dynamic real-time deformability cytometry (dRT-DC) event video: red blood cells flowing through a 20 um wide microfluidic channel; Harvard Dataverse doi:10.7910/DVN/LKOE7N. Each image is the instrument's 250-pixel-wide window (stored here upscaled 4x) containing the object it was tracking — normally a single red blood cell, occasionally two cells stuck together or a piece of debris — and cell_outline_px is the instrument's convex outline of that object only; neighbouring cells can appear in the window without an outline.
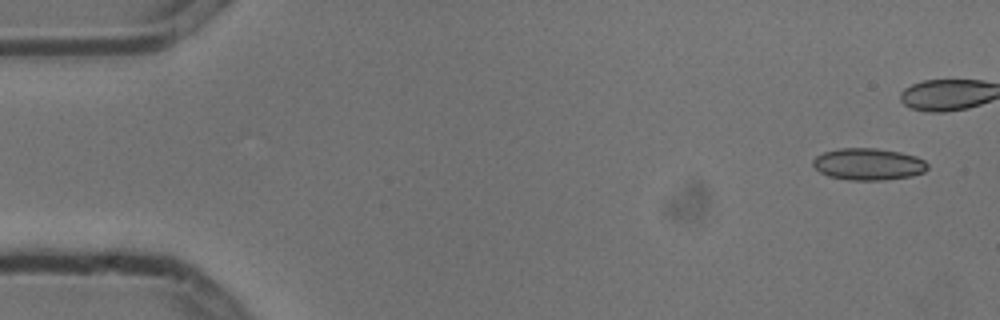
{"species": "common noctule bat (a hibernating species)", "species_latin": "Nyctalus noctula", "temperature_condition": "cold", "stored_images_in_passage": 6, "camera_frame_rate_fps": 3000, "um_per_image_px": 0.085, "animal": {"sex": "male", "body_mass_g": 13.3}, "frame": {"image": 1, "passage_image": 1, "time_ms": 0.0, "image_size_px": [1000, 320], "cell_outline_px": [[928, 168], [924, 172], [912, 176], [884, 180], [848, 180], [828, 176], [820, 172], [812, 164], [812, 160], [816, 156], [824, 152], [840, 148], [876, 148], [900, 152], [916, 156], [924, 160], [928, 164]], "centroid_in_image_um": [73.82, 13.95], "position_along_channel_um": 11.2, "area_um2": 21.39}}
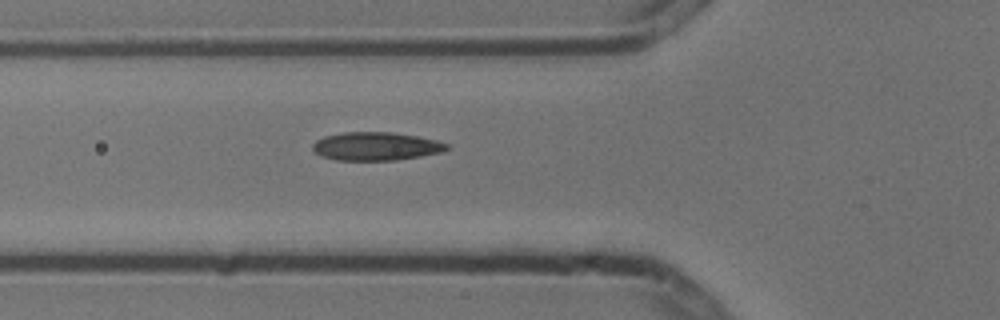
{"frame": {"image": 2, "passage_image": 6, "time_ms": 1.667, "image_size_px": [1000, 320], "cell_outline_px": [[448, 148], [440, 152], [420, 156], [396, 160], [336, 160], [320, 156], [312, 148], [312, 144], [316, 140], [324, 136], [344, 132], [392, 132], [416, 136], [436, 140], [448, 144]], "centroid_in_image_um": [31.91, 12.43], "position_along_channel_um": 93.9, "area_um2": 22.02}}